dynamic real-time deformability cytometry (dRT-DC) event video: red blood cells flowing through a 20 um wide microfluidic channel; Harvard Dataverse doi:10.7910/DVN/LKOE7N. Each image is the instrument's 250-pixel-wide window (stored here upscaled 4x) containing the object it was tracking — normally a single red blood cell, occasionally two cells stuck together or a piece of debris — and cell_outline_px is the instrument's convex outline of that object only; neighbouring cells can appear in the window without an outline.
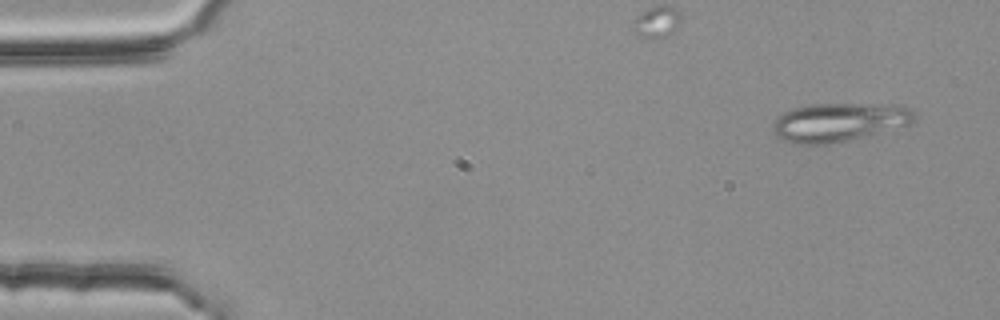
{"species": "common noctule bat (a hibernating species)", "species_latin": "Nyctalus noctula", "temperature_condition": "room temperature", "stored_images_in_passage": 50, "segment_of_instrument_passage": [1, 2], "camera_frame_rate_fps": 3000, "um_per_image_px": 0.085, "animal": {"sex": "female", "body_mass_g": 25.1}, "frame": {"image": 1, "passage_image": 3, "time_ms": 0.667, "image_size_px": [1000, 320], "cell_outline_px": [[916, 116], [908, 124], [848, 140], [828, 144], [792, 144], [776, 136], [772, 132], [772, 124], [784, 112], [792, 108], [812, 104], [896, 104], [912, 108]], "centroid_in_image_um": [71.28, 10.37], "position_along_channel_um": 13.7, "area_um2": 31.67}}